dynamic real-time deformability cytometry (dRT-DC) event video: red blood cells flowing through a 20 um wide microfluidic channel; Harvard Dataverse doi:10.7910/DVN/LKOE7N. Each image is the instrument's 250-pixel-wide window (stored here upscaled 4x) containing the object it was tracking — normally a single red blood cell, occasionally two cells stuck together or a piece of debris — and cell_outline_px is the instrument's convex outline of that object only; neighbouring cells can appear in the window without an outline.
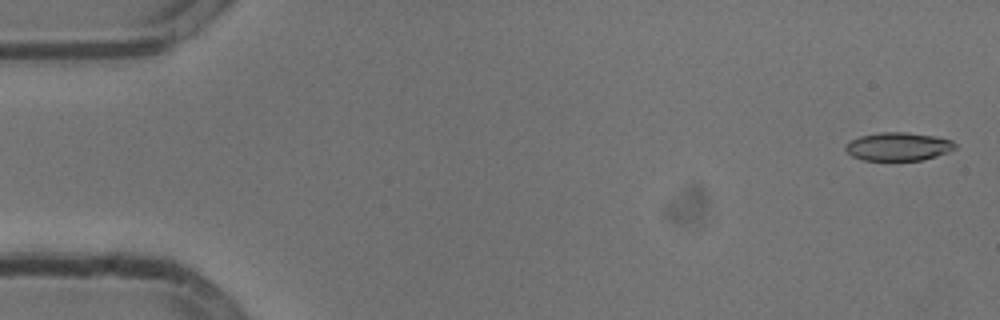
{"species": "common noctule bat (a hibernating species)", "species_latin": "Nyctalus noctula", "temperature_condition": "cold", "stored_images_in_passage": 47, "camera_frame_rate_fps": 3000, "um_per_image_px": 0.085, "animal": {"sex": "male", "body_mass_g": 13.3}, "frame": {"image": 1, "passage_image": 2, "time_ms": 0.333, "image_size_px": [1000, 320], "cell_outline_px": [[956, 148], [948, 152], [936, 156], [920, 160], [864, 160], [852, 156], [844, 148], [852, 140], [860, 136], [880, 132], [904, 132], [932, 136], [952, 140], [956, 144]], "centroid_in_image_um": [76.36, 12.46], "position_along_channel_um": 8.6, "area_um2": 17.8}}
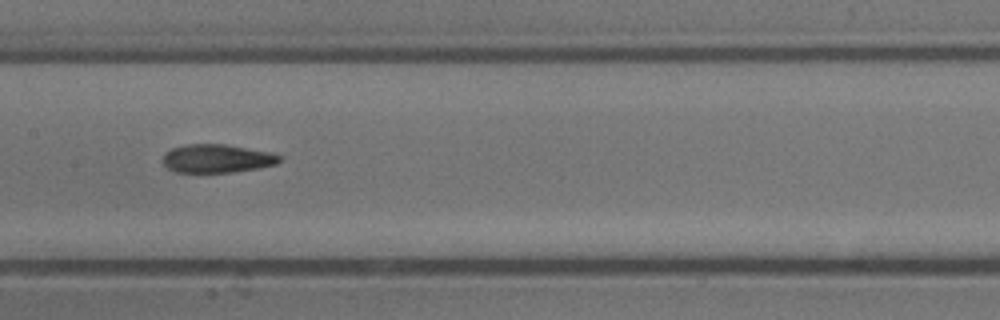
{"frame": {"image": 2, "passage_image": 27, "time_ms": 8.667, "image_size_px": [1000, 320], "cell_outline_px": [[280, 160], [276, 164], [256, 168], [232, 172], [176, 172], [168, 168], [164, 164], [164, 156], [172, 148], [184, 144], [224, 144], [272, 152], [280, 156]], "centroid_in_image_um": [18.45, 13.46], "position_along_channel_um": 188.9, "area_um2": 19.07}}
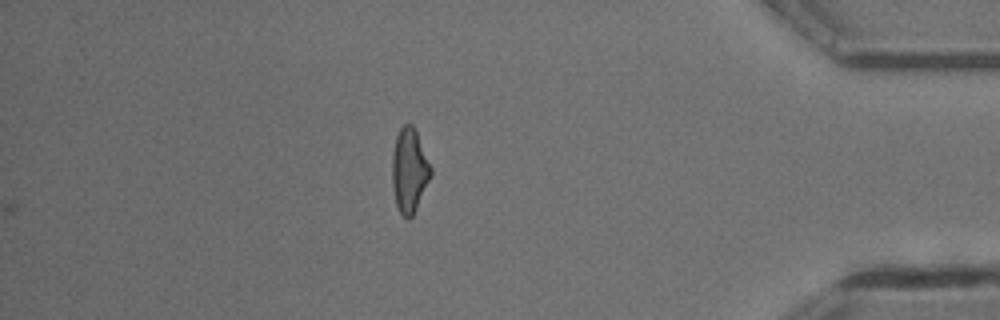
{"frame": {"image": 3, "passage_image": 47, "time_ms": 15.333, "image_size_px": [1000, 320], "cell_outline_px": [[432, 176], [412, 216], [408, 220], [400, 212], [396, 204], [392, 184], [392, 156], [396, 136], [400, 128], [404, 124], [412, 124], [416, 132], [432, 168]], "centroid_in_image_um": [34.8, 14.49], "position_along_channel_um": 400.4, "area_um2": 18.84}, "authors_computed_cell_mechanics": {"area_um2": 19.363, "velocity_mm_per_s": 3.7996, "shape_relaxation_time_tau1_ms": 4.1716, "shape_relaxation_time_tau2_ms": 3.0991, "deformation_change_tau1": 0.1562, "deformation_change_tau2": 0.1262}}